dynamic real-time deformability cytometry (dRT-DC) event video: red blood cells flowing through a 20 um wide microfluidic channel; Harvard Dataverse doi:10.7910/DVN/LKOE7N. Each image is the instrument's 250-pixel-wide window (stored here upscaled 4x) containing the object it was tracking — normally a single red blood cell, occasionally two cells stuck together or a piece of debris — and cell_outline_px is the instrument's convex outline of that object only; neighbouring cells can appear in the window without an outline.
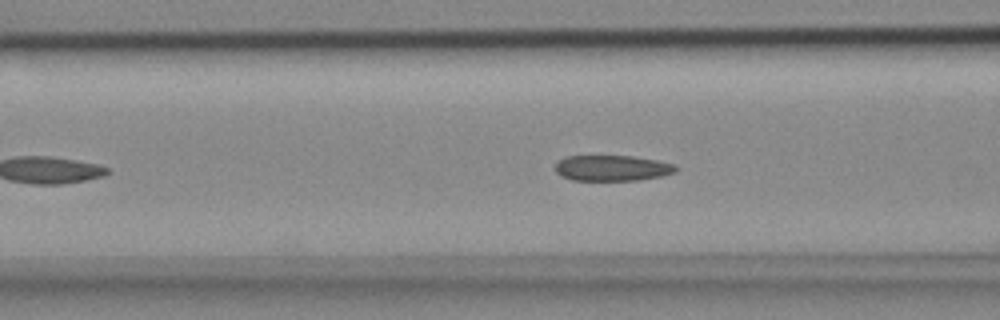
{"species": "common noctule bat (a hibernating species)", "species_latin": "Nyctalus noctula", "temperature_condition": "cold", "stored_images_in_passage": 14, "camera_frame_rate_fps": 3000, "um_per_image_px": 0.085, "animal": {"sex": "female", "body_mass_g": 18.4}, "frame": {"image": 1, "passage_image": 8, "time_ms": 2.333, "image_size_px": [1000, 320], "cell_outline_px": [[676, 172], [660, 176], [640, 180], [572, 180], [560, 176], [556, 172], [556, 164], [560, 160], [568, 156], [632, 156], [656, 160], [676, 164]], "centroid_in_image_um": [52.04, 14.29], "position_along_channel_um": 114.6, "area_um2": 17.98}}